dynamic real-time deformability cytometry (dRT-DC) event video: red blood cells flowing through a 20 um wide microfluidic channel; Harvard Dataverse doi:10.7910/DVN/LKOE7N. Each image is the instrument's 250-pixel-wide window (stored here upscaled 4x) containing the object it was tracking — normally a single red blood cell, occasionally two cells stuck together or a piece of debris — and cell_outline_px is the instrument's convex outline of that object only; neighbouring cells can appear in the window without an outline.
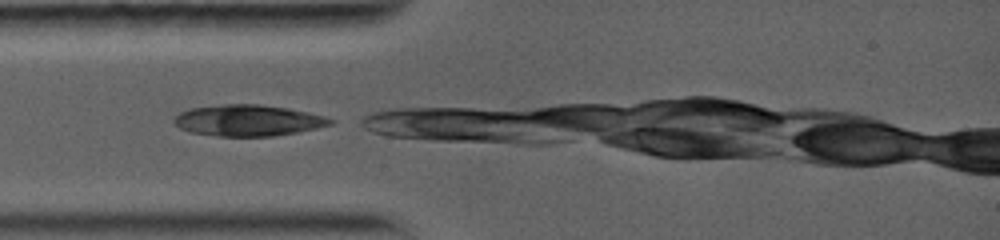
{"species": "common noctule bat (a hibernating species)", "species_latin": "Nyctalus noctula", "temperature_condition": "warm", "stored_images_in_passage": 4, "camera_frame_rate_fps": 5000, "um_per_image_px": 0.085, "animal": {"sex": "female", "body_mass_g": 19.0, "forearm_length_mm": 56.7}, "frame": {"image": 1, "passage_image": 1, "time_ms": 0.0, "image_size_px": [1000, 240], "cell_outline_px": [[336, 120], [332, 124], [316, 128], [296, 132], [272, 136], [216, 136], [188, 132], [180, 128], [172, 120], [180, 112], [188, 108], [224, 104], [260, 104], [288, 108], [308, 112], [324, 116]], "centroid_in_image_um": [21.06, 10.23], "position_along_channel_um": 63.9, "area_um2": 28.5}}